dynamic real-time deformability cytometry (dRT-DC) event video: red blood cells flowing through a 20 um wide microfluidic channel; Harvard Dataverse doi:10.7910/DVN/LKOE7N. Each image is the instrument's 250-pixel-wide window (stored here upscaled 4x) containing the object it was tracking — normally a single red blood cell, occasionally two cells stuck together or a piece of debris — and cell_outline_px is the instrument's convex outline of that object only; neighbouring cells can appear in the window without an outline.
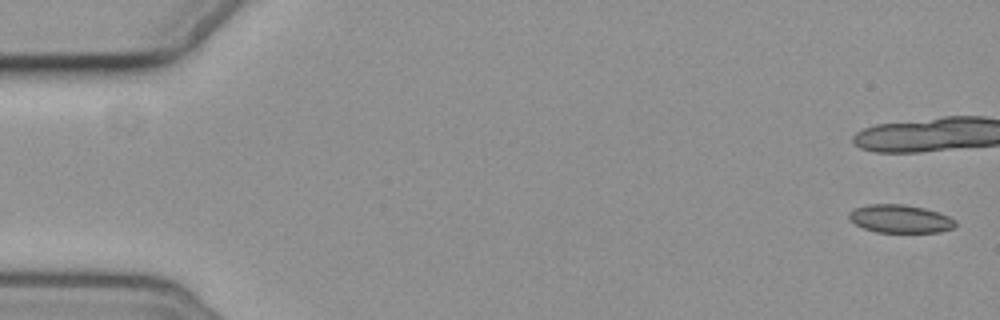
{"species": "common noctule bat (a hibernating species)", "species_latin": "Nyctalus noctula", "temperature_condition": "cold", "stored_images_in_passage": 6, "camera_frame_rate_fps": 3000, "um_per_image_px": 0.085, "animal": {"sex": "female", "body_mass_g": 19.3, "forearm_length_mm": 54.1}, "frame": {"image": 1, "passage_image": 1, "time_ms": 0.0, "image_size_px": [1000, 320], "cell_outline_px": [[956, 224], [952, 228], [940, 232], [876, 232], [864, 228], [856, 224], [848, 216], [848, 212], [856, 208], [868, 204], [904, 204], [924, 208], [948, 216], [956, 220]], "centroid_in_image_um": [76.51, 18.6], "position_along_channel_um": 8.5, "area_um2": 17.28}}
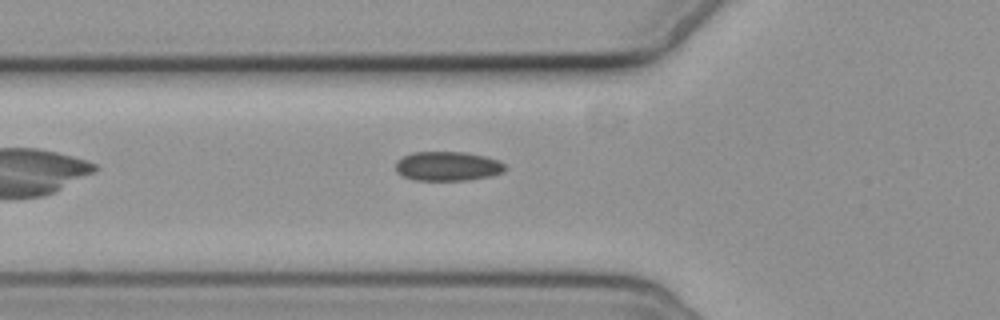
{"frame": {"image": 2, "passage_image": 6, "time_ms": 7.333, "image_size_px": [1000, 320], "cell_outline_px": [[508, 168], [504, 172], [492, 176], [468, 180], [416, 180], [404, 176], [396, 172], [396, 160], [412, 152], [464, 152], [484, 156], [496, 160], [504, 164]], "centroid_in_image_um": [38.06, 14.13], "position_along_channel_um": 87.7, "area_um2": 18.73}}